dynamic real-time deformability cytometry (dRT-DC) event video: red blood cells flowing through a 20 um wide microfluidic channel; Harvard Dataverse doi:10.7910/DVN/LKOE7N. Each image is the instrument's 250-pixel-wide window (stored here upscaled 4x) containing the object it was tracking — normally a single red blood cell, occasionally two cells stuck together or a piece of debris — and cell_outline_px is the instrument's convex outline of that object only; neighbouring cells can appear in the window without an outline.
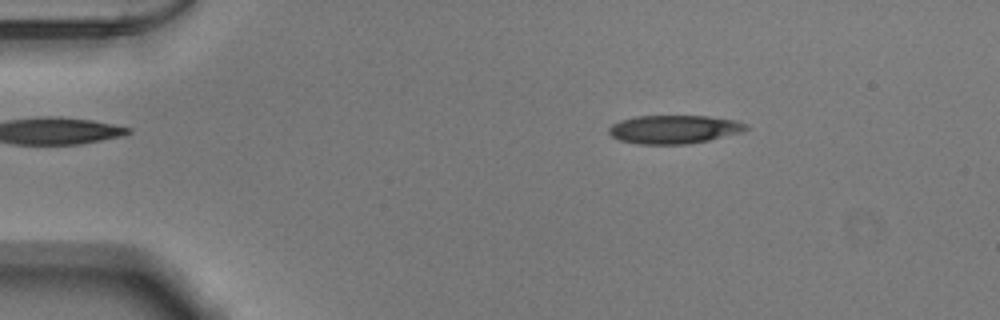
{"species": "Egyptian fruit bat (a non-hibernating species)", "species_latin": "Rousettus aegyptiacus", "temperature_condition": "warm", "stored_images_in_passage": 51, "camera_frame_rate_fps": 3000, "um_per_image_px": 0.085, "animal": {"sex": "male"}, "frame": {"image": 1, "passage_image": 8, "time_ms": 2.333, "image_size_px": [1000, 320], "cell_outline_px": [[748, 128], [744, 132], [708, 140], [688, 144], [640, 144], [620, 140], [612, 136], [608, 132], [608, 128], [612, 124], [620, 120], [636, 116], [708, 116], [736, 120], [748, 124]], "centroid_in_image_um": [57.32, 10.99], "position_along_channel_um": 27.7, "area_um2": 22.83}}
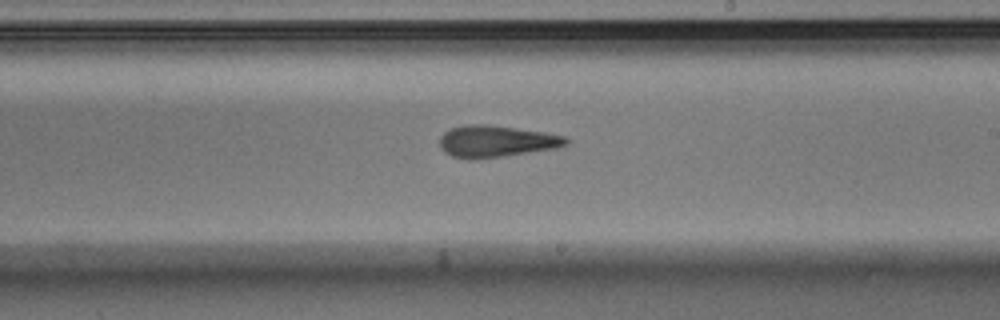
{"frame": {"image": 2, "passage_image": 30, "time_ms": 9.667, "image_size_px": [1000, 320], "cell_outline_px": [[568, 144], [556, 148], [500, 156], [452, 156], [444, 152], [440, 148], [440, 136], [444, 132], [452, 128], [468, 124], [484, 124], [544, 132], [564, 136], [568, 140]], "centroid_in_image_um": [42.19, 11.97], "position_along_channel_um": 246.8, "area_um2": 22.37}}
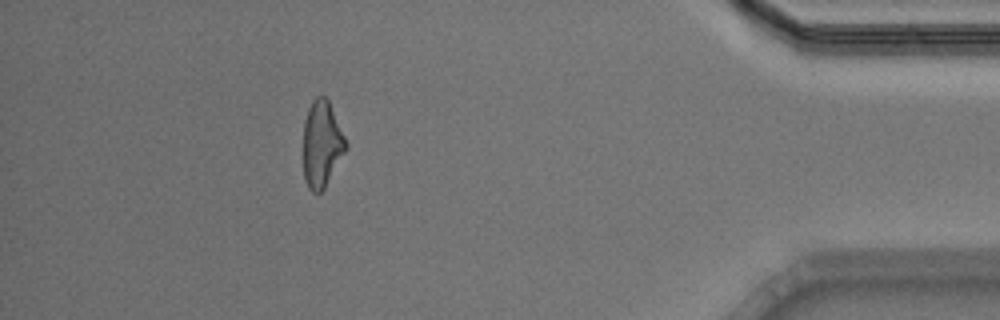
{"frame": {"image": 3, "passage_image": 46, "time_ms": 15.0, "image_size_px": [1000, 320], "cell_outline_px": [[348, 148], [324, 188], [320, 192], [312, 192], [308, 188], [304, 176], [304, 120], [308, 108], [312, 100], [316, 96], [324, 96], [328, 100], [348, 144]], "centroid_in_image_um": [27.35, 12.24], "position_along_channel_um": 407.8, "area_um2": 21.33}, "authors_computed_cell_mechanics": {"area_um2": 22.9466, "velocity_mm_per_s": 3.9056, "shape_relaxation_time_tau1_ms": 5.7526, "shape_relaxation_time_tau2_ms": 3.2277, "deformation_change_tau1": 0.1997, "deformation_change_tau2": 0.155}}